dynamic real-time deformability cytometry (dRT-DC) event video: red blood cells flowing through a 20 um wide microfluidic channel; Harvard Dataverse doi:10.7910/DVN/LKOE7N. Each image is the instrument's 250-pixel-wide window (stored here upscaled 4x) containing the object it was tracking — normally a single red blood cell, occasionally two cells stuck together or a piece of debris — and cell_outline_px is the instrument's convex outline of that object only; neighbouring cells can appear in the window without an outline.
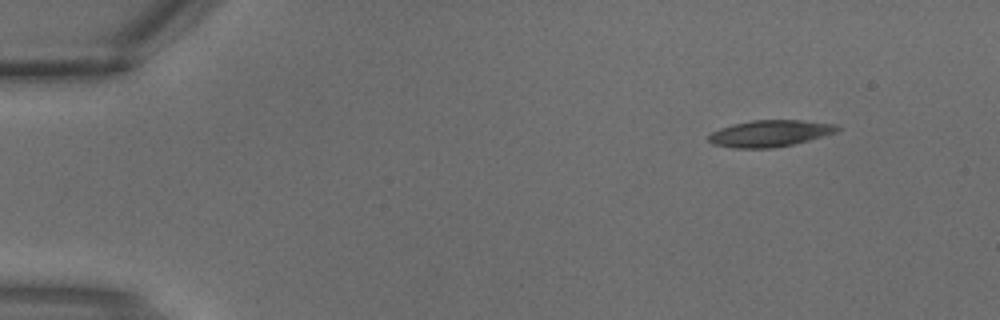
{"species": "common noctule bat (a hibernating species)", "species_latin": "Nyctalus noctula", "temperature_condition": "warm", "stored_images_in_passage": 2, "segment_of_instrument_passage": [2, 2], "camera_frame_rate_fps": 3000, "um_per_image_px": 0.085, "animal": {"sex": "male", "body_mass_g": 18.8}, "frame": {"image": 1, "passage_image": 2, "time_ms": 0.333, "image_size_px": [1000, 320], "cell_outline_px": [[840, 128], [836, 132], [808, 140], [792, 144], [772, 148], [736, 148], [712, 144], [708, 140], [708, 136], [712, 132], [720, 128], [732, 124], [752, 120], [800, 120], [836, 124]], "centroid_in_image_um": [65.41, 11.33], "position_along_channel_um": 19.6, "area_um2": 19.77}}